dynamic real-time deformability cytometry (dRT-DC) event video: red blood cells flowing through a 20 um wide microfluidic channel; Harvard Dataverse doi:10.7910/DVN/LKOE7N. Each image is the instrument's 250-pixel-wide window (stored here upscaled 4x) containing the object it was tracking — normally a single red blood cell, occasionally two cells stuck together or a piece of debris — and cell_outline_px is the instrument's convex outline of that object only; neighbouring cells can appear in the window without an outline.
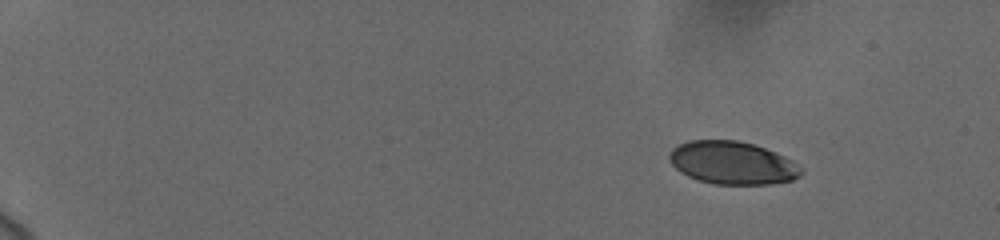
{"species": "human", "species_latin": "Homo sapiens", "temperature_condition": "cold", "stored_images_in_passage": 11, "camera_frame_rate_fps": 3000, "um_per_image_px": 0.085, "donor": {"sex": "female"}, "frame": {"image": 1, "passage_image": 1, "time_ms": 0.0, "image_size_px": [1000, 240], "cell_outline_px": [[804, 172], [800, 176], [792, 180], [772, 184], [712, 184], [688, 176], [680, 172], [668, 160], [668, 152], [672, 148], [688, 140], [736, 140], [752, 144], [764, 148], [784, 156], [792, 160], [804, 168]], "centroid_in_image_um": [62.26, 13.85], "position_along_channel_um": 22.7, "area_um2": 33.12}}
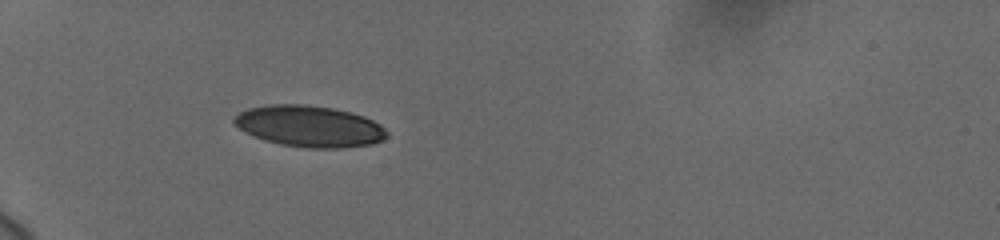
{"frame": {"image": 2, "passage_image": 7, "time_ms": 4.333, "image_size_px": [1000, 240], "cell_outline_px": [[388, 136], [384, 140], [372, 144], [340, 148], [308, 148], [280, 144], [264, 140], [244, 132], [232, 120], [240, 112], [248, 108], [268, 104], [304, 104], [332, 108], [352, 112], [364, 116], [380, 124], [388, 132]], "centroid_in_image_um": [26.32, 10.73], "position_along_channel_um": 58.7, "area_um2": 36.88}}
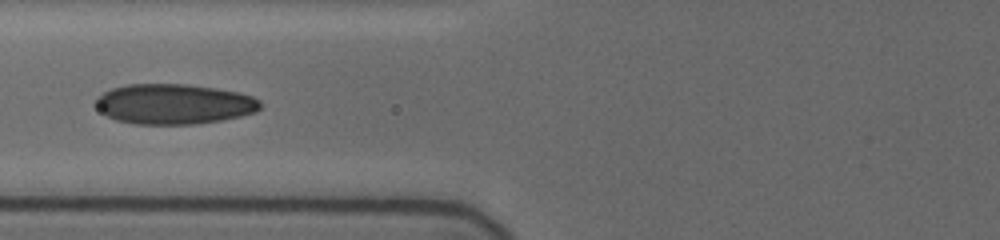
{"frame": {"image": 3, "passage_image": 10, "time_ms": 6.333, "image_size_px": [1000, 240], "cell_outline_px": [[260, 108], [256, 112], [240, 116], [220, 120], [192, 124], [136, 124], [116, 120], [108, 116], [96, 104], [96, 100], [104, 92], [112, 88], [128, 84], [188, 84], [216, 88], [240, 92], [252, 96], [260, 100]], "centroid_in_image_um": [14.83, 8.83], "position_along_channel_um": 111.0, "area_um2": 38.32}}